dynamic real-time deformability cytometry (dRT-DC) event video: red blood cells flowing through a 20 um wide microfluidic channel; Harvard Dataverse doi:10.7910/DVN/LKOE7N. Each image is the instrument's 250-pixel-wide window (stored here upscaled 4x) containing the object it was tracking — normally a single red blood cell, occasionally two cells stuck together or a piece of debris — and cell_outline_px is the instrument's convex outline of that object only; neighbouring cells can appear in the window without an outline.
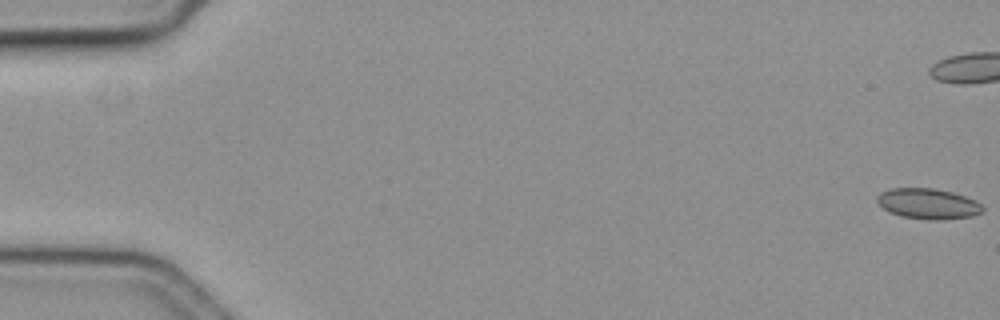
{"species": "common noctule bat (a hibernating species)", "species_latin": "Nyctalus noctula", "temperature_condition": "cold", "stored_images_in_passage": 60, "camera_frame_rate_fps": 3000, "um_per_image_px": 0.085, "animal": {"sex": "female", "body_mass_g": 19.3, "forearm_length_mm": 54.1}, "frame": {"image": 1, "passage_image": 1, "time_ms": 0.0, "image_size_px": [1000, 320], "cell_outline_px": [[984, 212], [972, 216], [940, 220], [928, 220], [900, 216], [888, 212], [876, 200], [876, 196], [880, 192], [892, 188], [932, 188], [952, 192], [976, 200], [984, 208]], "centroid_in_image_um": [78.88, 17.32], "position_along_channel_um": 6.1, "area_um2": 18.9}}